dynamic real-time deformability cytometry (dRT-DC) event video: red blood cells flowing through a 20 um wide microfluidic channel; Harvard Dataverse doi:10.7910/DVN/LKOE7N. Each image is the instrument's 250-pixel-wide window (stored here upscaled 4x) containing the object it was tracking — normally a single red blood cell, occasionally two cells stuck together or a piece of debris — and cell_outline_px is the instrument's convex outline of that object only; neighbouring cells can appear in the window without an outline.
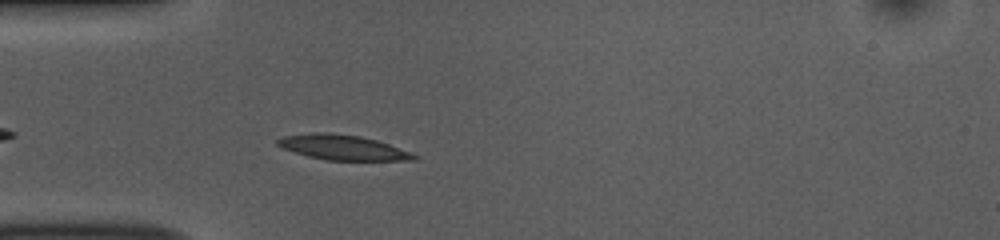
{"species": "common noctule bat (a hibernating species)", "species_latin": "Nyctalus noctula", "temperature_condition": "room temperature", "stored_images_in_passage": 33, "camera_frame_rate_fps": 3000, "um_per_image_px": 0.085, "animal": {"sex": "female", "body_mass_g": 10.0, "forearm_length_mm": 53.1}, "frame": {"image": 1, "passage_image": 4, "time_ms": 1.0, "image_size_px": [1000, 240], "cell_outline_px": [[420, 156], [416, 160], [328, 160], [308, 156], [284, 148], [276, 144], [276, 140], [284, 136], [312, 132], [328, 132], [360, 136], [376, 140], [412, 152]], "centroid_in_image_um": [29.16, 12.52], "position_along_channel_um": 55.8, "area_um2": 19.77}}
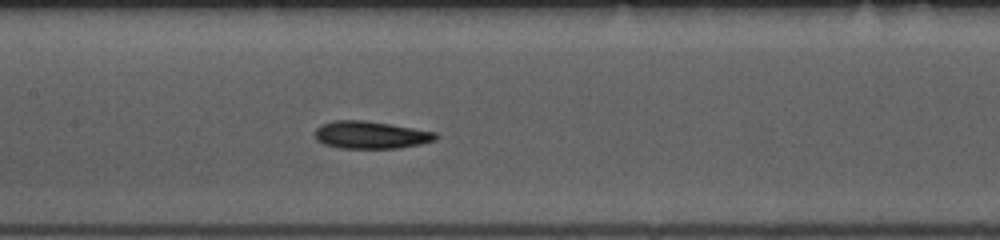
{"frame": {"image": 2, "passage_image": 14, "time_ms": 4.333, "image_size_px": [1000, 240], "cell_outline_px": [[440, 136], [436, 140], [420, 144], [400, 148], [340, 148], [324, 144], [316, 140], [316, 128], [320, 124], [332, 120], [364, 120], [436, 132]], "centroid_in_image_um": [31.51, 11.47], "position_along_channel_um": 175.9, "area_um2": 19.36}}
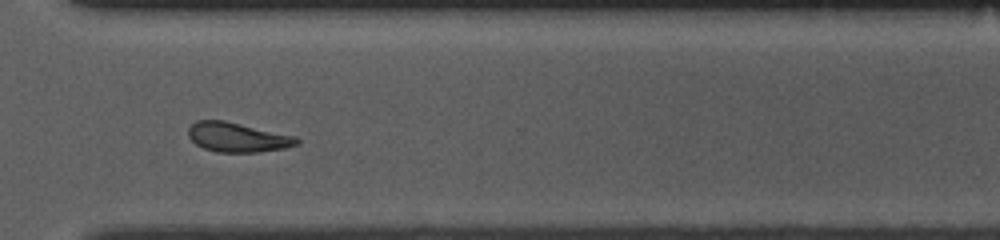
{"frame": {"image": 3, "passage_image": 28, "time_ms": 9.0, "image_size_px": [1000, 240], "cell_outline_px": [[300, 144], [284, 148], [260, 152], [216, 152], [204, 148], [196, 144], [188, 136], [188, 128], [196, 120], [224, 120], [296, 136], [300, 140]], "centroid_in_image_um": [20.2, 11.67], "position_along_channel_um": 350.4, "area_um2": 18.73}, "authors_computed_cell_mechanics": {"area_um2": 18.9584, "velocity_mm_per_s": 3.7391, "shape_relaxation_time_tau1_ms": 4.3224, "shape_relaxation_time_tau2_ms": 3.2953, "deformation_change_tau1": 0.1148, "deformation_change_tau2": 0.1036}}